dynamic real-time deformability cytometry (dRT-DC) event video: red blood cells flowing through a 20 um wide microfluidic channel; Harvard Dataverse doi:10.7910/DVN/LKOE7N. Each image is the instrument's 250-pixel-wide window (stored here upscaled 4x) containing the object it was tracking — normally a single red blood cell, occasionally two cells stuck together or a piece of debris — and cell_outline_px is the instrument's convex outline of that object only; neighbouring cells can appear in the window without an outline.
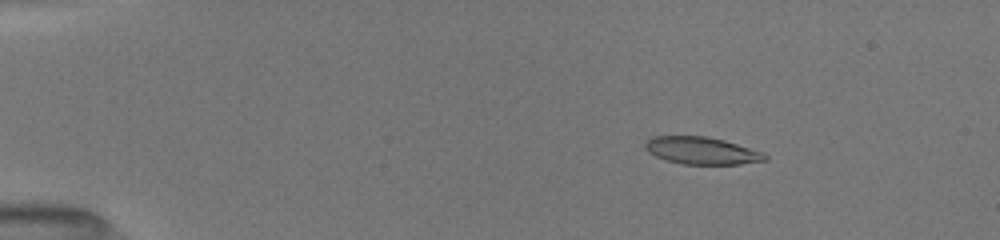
{"species": "common noctule bat (a hibernating species)", "species_latin": "Nyctalus noctula", "temperature_condition": "room temperature", "stored_images_in_passage": 14, "camera_frame_rate_fps": 3000, "um_per_image_px": 0.085, "animal": {"sex": "female", "body_mass_g": 19.5, "forearm_length_mm": 54.1}, "frame": {"image": 1, "passage_image": 7, "time_ms": 2.667, "image_size_px": [1000, 240], "cell_outline_px": [[768, 160], [740, 164], [684, 164], [668, 160], [656, 156], [648, 152], [644, 148], [644, 144], [652, 136], [704, 136], [724, 140], [764, 152], [768, 156]], "centroid_in_image_um": [59.67, 12.8], "position_along_channel_um": 25.3, "area_um2": 19.02}}
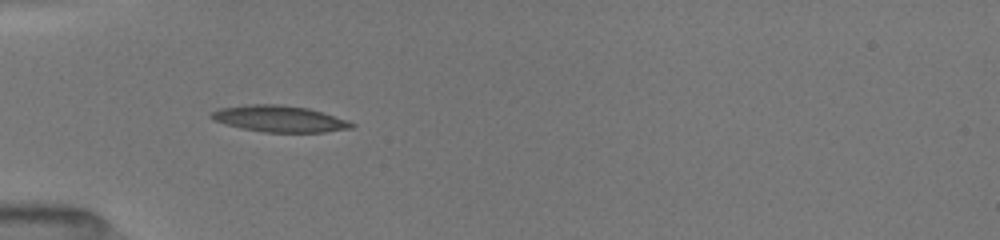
{"frame": {"image": 2, "passage_image": 13, "time_ms": 5.667, "image_size_px": [1000, 240], "cell_outline_px": [[356, 124], [352, 128], [324, 132], [264, 132], [244, 128], [228, 124], [216, 120], [212, 116], [212, 112], [220, 108], [252, 104], [276, 104], [308, 108]], "centroid_in_image_um": [23.77, 10.1], "position_along_channel_um": 61.2, "area_um2": 20.87}}
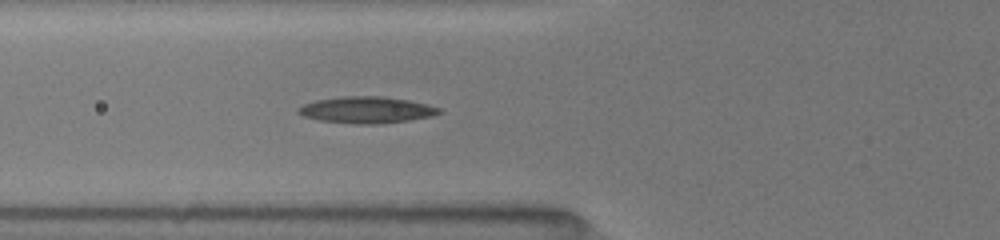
{"frame": {"image": 3, "passage_image": 14, "time_ms": 6.667, "image_size_px": [1000, 240], "cell_outline_px": [[440, 112], [432, 116], [408, 120], [380, 124], [356, 124], [320, 120], [304, 116], [296, 112], [304, 104], [316, 100], [340, 96], [384, 96], [408, 100], [428, 104], [440, 108]], "centroid_in_image_um": [31.16, 9.33], "position_along_channel_um": 94.6, "area_um2": 21.68}}